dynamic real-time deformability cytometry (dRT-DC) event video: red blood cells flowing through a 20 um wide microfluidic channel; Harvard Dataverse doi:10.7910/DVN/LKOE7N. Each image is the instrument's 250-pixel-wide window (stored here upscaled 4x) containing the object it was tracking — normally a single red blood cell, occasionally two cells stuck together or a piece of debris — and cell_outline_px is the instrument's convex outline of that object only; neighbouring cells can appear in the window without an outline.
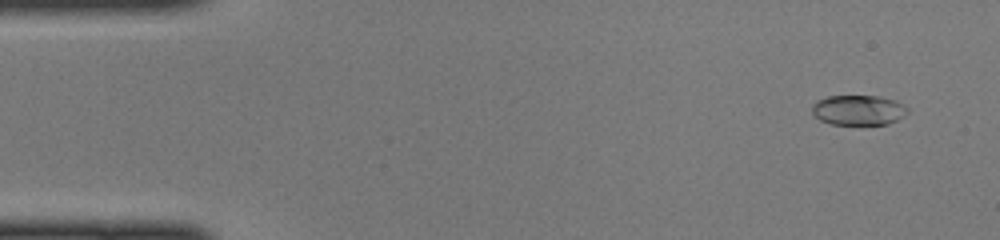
{"species": "common noctule bat (a hibernating species)", "species_latin": "Nyctalus noctula", "temperature_condition": "cold", "stored_images_in_passage": 47, "camera_frame_rate_fps": 3000, "um_per_image_px": 0.085, "animal": {"sex": "female", "body_mass_g": 22.0, "forearm_length_mm": 56.7}, "frame": {"image": 1, "passage_image": 3, "time_ms": 0.667, "image_size_px": [1000, 240], "cell_outline_px": [[908, 112], [896, 120], [888, 124], [832, 124], [820, 120], [812, 116], [812, 104], [816, 100], [828, 96], [880, 96], [896, 100], [904, 104], [908, 108]], "centroid_in_image_um": [72.94, 9.35], "position_along_channel_um": 12.1, "area_um2": 16.88}}
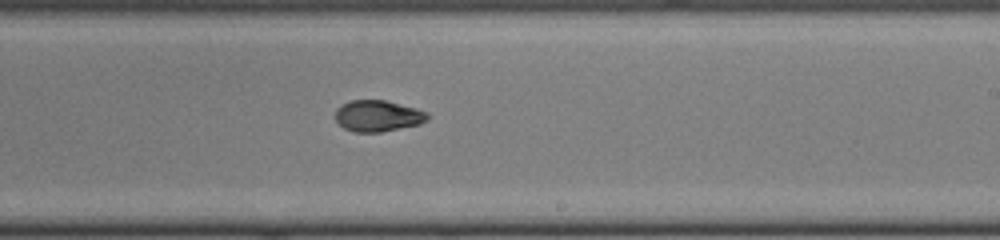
{"frame": {"image": 2, "passage_image": 28, "time_ms": 9.0, "image_size_px": [1000, 240], "cell_outline_px": [[428, 120], [420, 124], [380, 132], [352, 132], [344, 128], [336, 120], [336, 108], [340, 104], [352, 100], [384, 100], [416, 108], [428, 112]], "centroid_in_image_um": [32.11, 9.85], "position_along_channel_um": 256.9, "area_um2": 16.82}}
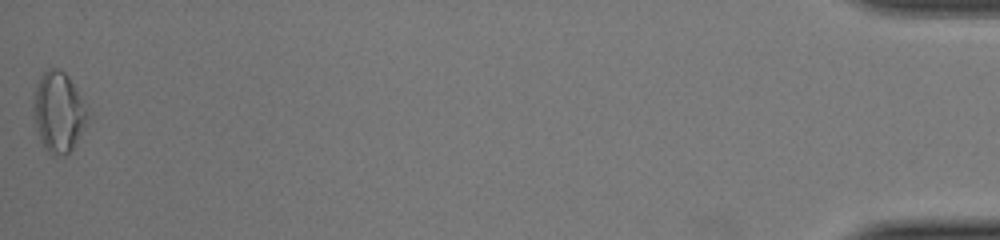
{"frame": {"image": 3, "passage_image": 47, "time_ms": 15.333, "image_size_px": [1000, 240], "cell_outline_px": [[88, 120], [72, 148], [64, 156], [52, 156], [44, 148], [40, 140], [32, 116], [32, 100], [40, 76], [48, 68], [56, 68], [64, 72], [68, 76], [88, 116]], "centroid_in_image_um": [4.9, 9.56], "position_along_channel_um": 430.3, "area_um2": 24.91}}